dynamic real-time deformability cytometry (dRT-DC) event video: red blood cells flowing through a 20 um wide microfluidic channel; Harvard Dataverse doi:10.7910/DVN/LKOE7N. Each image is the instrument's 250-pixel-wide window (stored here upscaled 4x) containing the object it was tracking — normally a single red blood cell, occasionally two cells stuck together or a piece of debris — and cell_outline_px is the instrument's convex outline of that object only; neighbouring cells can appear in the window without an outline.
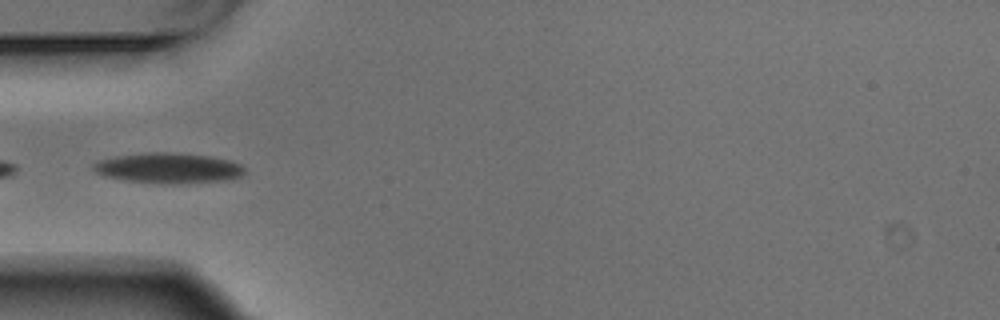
{"species": "Egyptian fruit bat (a non-hibernating species)", "species_latin": "Rousettus aegyptiacus", "temperature_condition": "warm", "stored_images_in_passage": 6, "camera_frame_rate_fps": 3000, "um_per_image_px": 0.085, "animal": {"sex": "male"}, "frame": {"image": 1, "passage_image": 5, "time_ms": 1.333, "image_size_px": [1000, 320], "cell_outline_px": [[244, 172], [240, 176], [228, 180], [176, 184], [172, 184], [124, 180], [104, 176], [96, 172], [92, 168], [92, 164], [96, 160], [112, 156], [148, 152], [176, 152], [212, 156], [232, 160], [240, 164], [244, 168]], "centroid_in_image_um": [14.29, 14.27], "position_along_channel_um": 70.7, "area_um2": 27.17}}
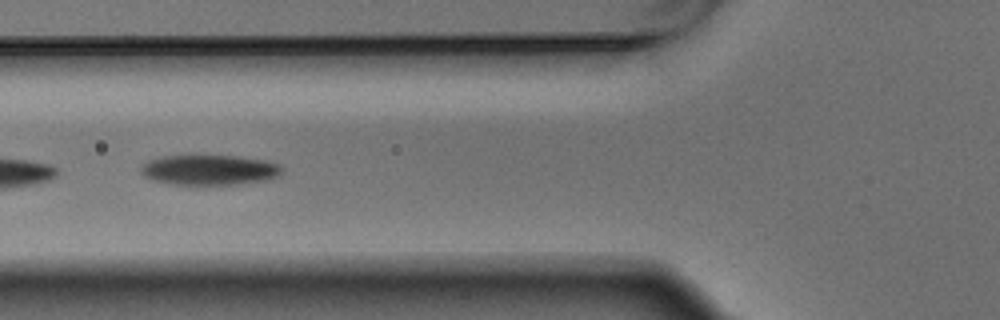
{"frame": {"image": 2, "passage_image": 6, "time_ms": 1.667, "image_size_px": [1000, 320], "cell_outline_px": [[280, 176], [264, 180], [240, 184], [168, 184], [152, 180], [144, 176], [140, 172], [140, 168], [148, 160], [164, 156], [236, 156], [264, 160], [280, 164]], "centroid_in_image_um": [17.77, 14.45], "position_along_channel_um": 108.0, "area_um2": 24.62}}